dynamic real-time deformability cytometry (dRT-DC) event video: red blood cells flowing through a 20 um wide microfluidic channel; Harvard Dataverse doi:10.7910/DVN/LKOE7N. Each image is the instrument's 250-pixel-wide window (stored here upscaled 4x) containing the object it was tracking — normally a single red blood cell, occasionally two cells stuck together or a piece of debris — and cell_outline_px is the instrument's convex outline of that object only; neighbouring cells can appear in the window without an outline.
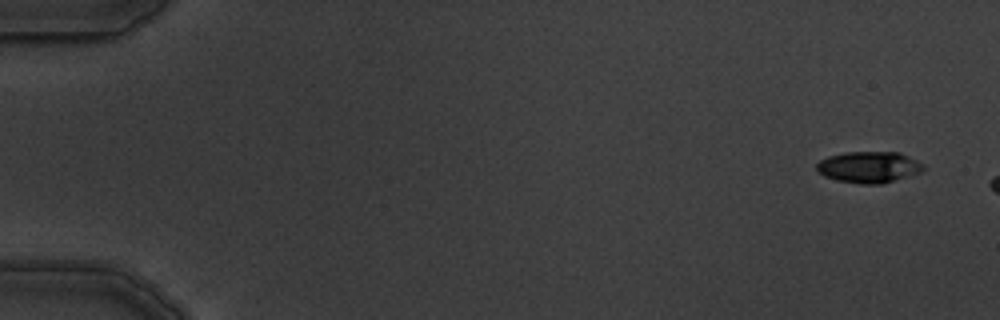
{"species": "common noctule bat (a hibernating species)", "species_latin": "Nyctalus noctula", "temperature_condition": "warm", "stored_images_in_passage": 3, "camera_frame_rate_fps": 3000, "um_per_image_px": 0.085, "animal": {"sex": "male", "body_mass_g": 19.5, "forearm_length_mm": 54.6}, "frame": {"image": 1, "passage_image": 1, "time_ms": 0.0, "image_size_px": [1000, 320], "cell_outline_px": [[924, 168], [920, 172], [880, 184], [860, 184], [836, 180], [824, 176], [816, 172], [816, 164], [820, 160], [828, 156], [844, 152], [900, 152], [924, 164]], "centroid_in_image_um": [73.8, 14.2], "position_along_channel_um": 11.2, "area_um2": 19.48}}